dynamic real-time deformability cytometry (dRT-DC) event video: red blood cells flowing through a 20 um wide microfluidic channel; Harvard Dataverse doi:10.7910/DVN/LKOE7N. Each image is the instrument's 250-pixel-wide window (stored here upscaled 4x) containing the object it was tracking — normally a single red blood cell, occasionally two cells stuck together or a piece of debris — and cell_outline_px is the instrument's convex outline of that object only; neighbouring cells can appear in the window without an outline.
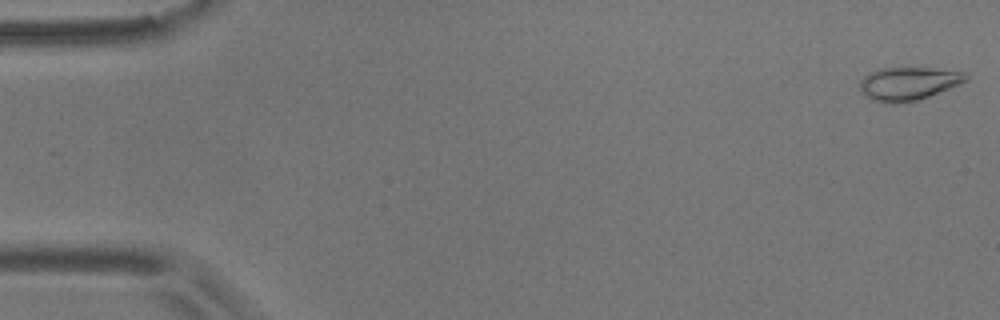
{"species": "common noctule bat (a hibernating species)", "species_latin": "Nyctalus noctula", "temperature_condition": "room temperature", "stored_images_in_passage": 11, "camera_frame_rate_fps": 3000, "um_per_image_px": 0.085, "animal": {"sex": "male", "body_mass_g": 17.9}, "frame": {"image": 1, "passage_image": 1, "time_ms": 0.0, "image_size_px": [1000, 320], "cell_outline_px": [[968, 80], [960, 84], [928, 96], [916, 100], [896, 104], [884, 104], [872, 100], [860, 88], [860, 80], [868, 72], [880, 68], [928, 68], [968, 72]], "centroid_in_image_um": [77.21, 7.1], "position_along_channel_um": 7.8, "area_um2": 20.52}}
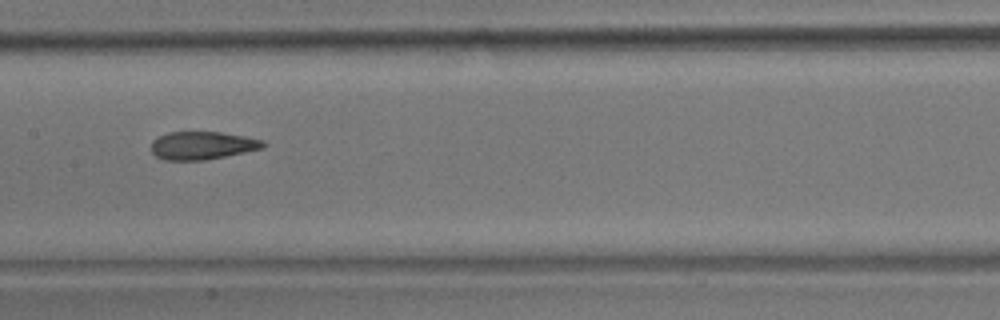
{"frame": {"image": 2, "passage_image": 8, "time_ms": 9.0, "image_size_px": [1000, 320], "cell_outline_px": [[268, 144], [264, 148], [204, 160], [164, 160], [156, 156], [152, 152], [152, 140], [168, 132], [220, 132], [244, 136], [264, 140]], "centroid_in_image_um": [17.22, 12.36], "position_along_channel_um": 190.2, "area_um2": 18.21}}
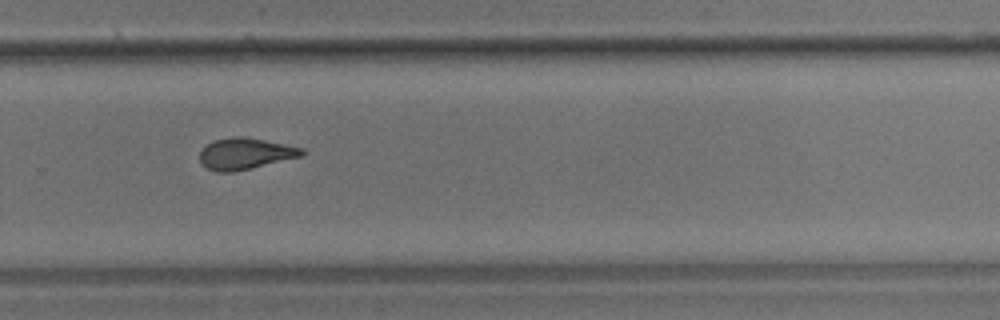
{"frame": {"image": 3, "passage_image": 11, "time_ms": 12.333, "image_size_px": [1000, 320], "cell_outline_px": [[308, 152], [304, 156], [232, 172], [216, 172], [200, 164], [200, 152], [212, 140], [236, 136], [244, 136], [304, 148]], "centroid_in_image_um": [20.88, 13.06], "position_along_channel_um": 308.9, "area_um2": 18.73}}